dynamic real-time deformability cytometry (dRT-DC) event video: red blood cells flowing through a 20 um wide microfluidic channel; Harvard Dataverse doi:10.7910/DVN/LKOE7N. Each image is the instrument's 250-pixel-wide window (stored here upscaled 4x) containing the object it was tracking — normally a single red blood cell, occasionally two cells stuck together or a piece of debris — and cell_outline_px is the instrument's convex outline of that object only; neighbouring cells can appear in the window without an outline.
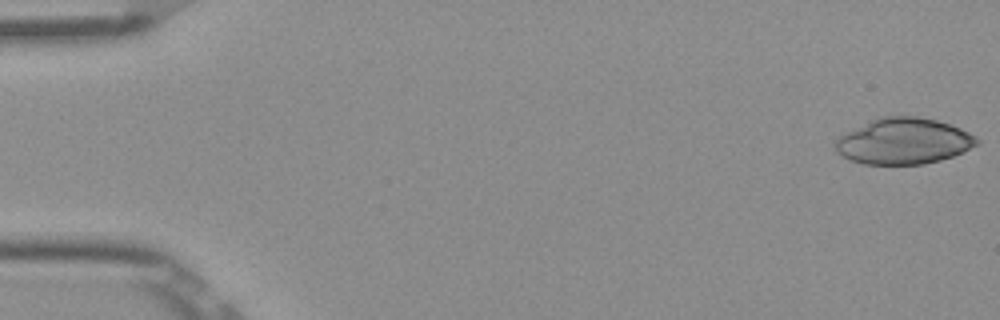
{"species": "Egyptian fruit bat (a non-hibernating species)", "species_latin": "Rousettus aegyptiacus", "temperature_condition": "room temperature", "stored_images_in_passage": 52, "camera_frame_rate_fps": 3000, "um_per_image_px": 0.085, "frame": {"image": 1, "passage_image": 1, "time_ms": 0.0, "image_size_px": [1000, 320], "cell_outline_px": [[980, 144], [952, 156], [940, 160], [924, 164], [864, 164], [848, 160], [836, 152], [836, 140], [840, 136], [872, 120], [884, 116], [916, 116], [936, 120], [960, 128], [976, 136], [980, 140]], "centroid_in_image_um": [76.83, 12.01], "position_along_channel_um": 8.2, "area_um2": 37.69}}